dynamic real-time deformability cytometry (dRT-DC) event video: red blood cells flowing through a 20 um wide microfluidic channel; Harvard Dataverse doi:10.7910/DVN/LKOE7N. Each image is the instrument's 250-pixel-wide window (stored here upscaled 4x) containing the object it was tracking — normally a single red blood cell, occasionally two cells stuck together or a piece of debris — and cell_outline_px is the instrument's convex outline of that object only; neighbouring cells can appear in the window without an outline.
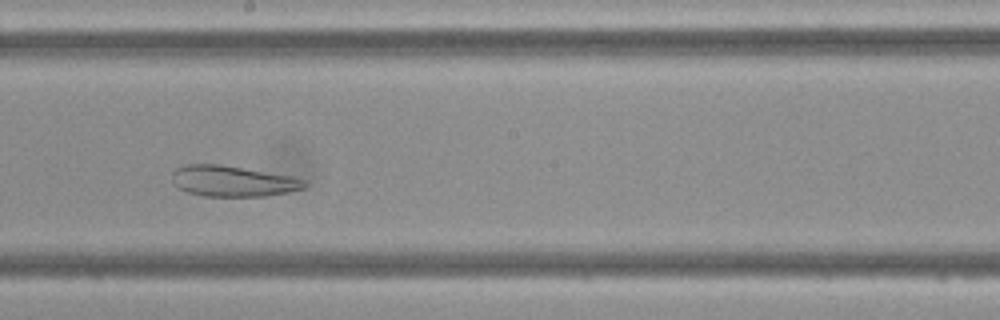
{"species": "Egyptian fruit bat (a non-hibernating species)", "species_latin": "Rousettus aegyptiacus", "temperature_condition": "cold", "stored_images_in_passage": 44, "camera_frame_rate_fps": 3000, "um_per_image_px": 0.085, "frame": {"image": 1, "passage_image": 22, "time_ms": 7.0, "image_size_px": [1000, 320], "cell_outline_px": [[308, 184], [304, 188], [288, 192], [264, 196], [204, 196], [188, 192], [172, 184], [172, 172], [176, 168], [184, 164], [220, 164], [292, 176], [304, 180]], "centroid_in_image_um": [19.76, 15.39], "position_along_channel_um": 228.4, "area_um2": 23.81}}
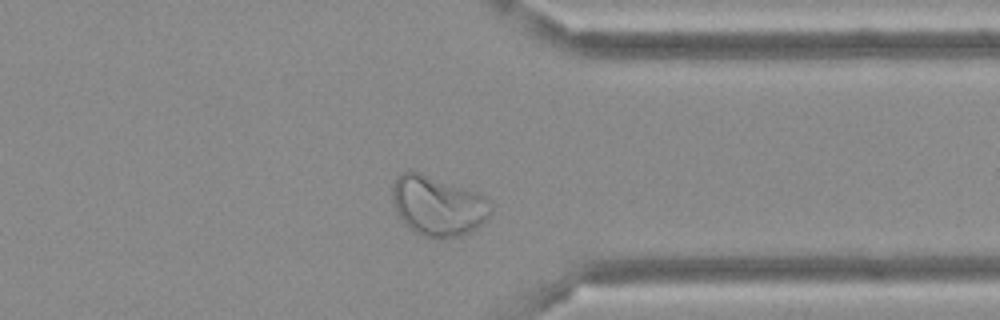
{"frame": {"image": 2, "passage_image": 33, "time_ms": 10.667, "image_size_px": [1000, 320], "cell_outline_px": [[492, 212], [476, 228], [468, 232], [456, 236], [420, 236], [404, 224], [396, 212], [392, 200], [392, 188], [396, 176], [400, 172], [420, 172], [476, 192], [484, 196], [488, 200], [492, 208]], "centroid_in_image_um": [37.18, 17.47], "position_along_channel_um": 374.2, "area_um2": 33.93}}
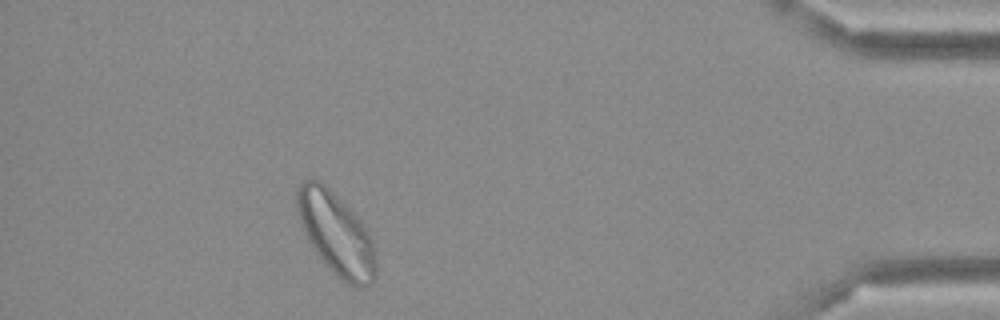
{"frame": {"image": 3, "passage_image": 39, "time_ms": 12.667, "image_size_px": [1000, 320], "cell_outline_px": [[376, 280], [372, 284], [364, 288], [352, 288], [344, 284], [332, 272], [316, 252], [308, 240], [304, 232], [296, 208], [296, 188], [304, 180], [320, 180], [360, 220], [368, 232], [372, 240], [376, 260]], "centroid_in_image_um": [28.59, 19.95], "position_along_channel_um": 406.6, "area_um2": 37.97}}